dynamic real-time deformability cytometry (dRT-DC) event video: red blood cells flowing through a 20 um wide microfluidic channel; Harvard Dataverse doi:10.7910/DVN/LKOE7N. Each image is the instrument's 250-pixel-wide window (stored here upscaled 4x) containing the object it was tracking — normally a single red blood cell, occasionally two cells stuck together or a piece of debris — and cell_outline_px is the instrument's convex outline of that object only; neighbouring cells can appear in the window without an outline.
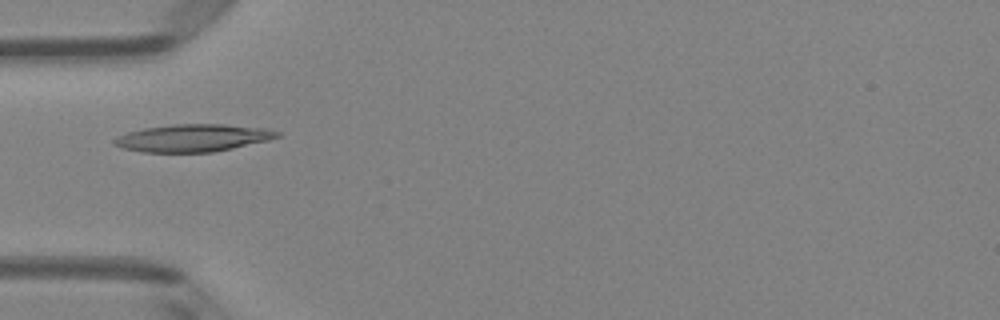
{"species": "Egyptian fruit bat (a non-hibernating species)", "species_latin": "Rousettus aegyptiacus", "temperature_condition": "room temperature", "stored_images_in_passage": 50, "camera_frame_rate_fps": 3000, "um_per_image_px": 0.085, "animal": {"sex": "female"}, "frame": {"image": 1, "passage_image": 16, "time_ms": 5.0, "image_size_px": [1000, 320], "cell_outline_px": [[280, 136], [268, 140], [232, 148], [212, 152], [140, 152], [124, 148], [112, 144], [112, 140], [128, 132], [144, 128], [172, 124], [224, 124], [268, 128], [280, 132]], "centroid_in_image_um": [16.41, 11.72], "position_along_channel_um": 68.6, "area_um2": 26.01}}
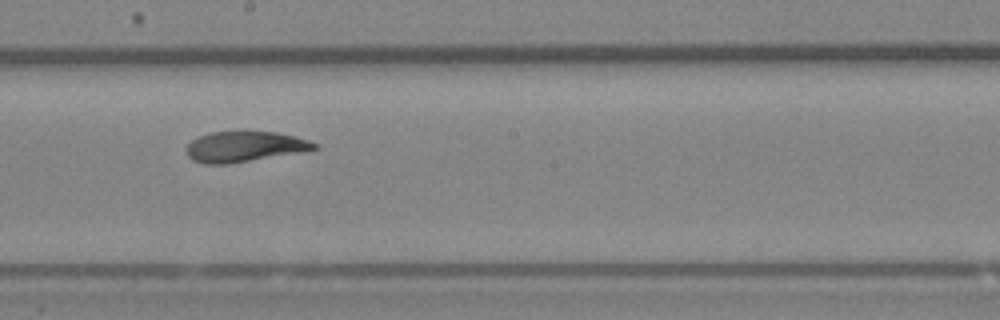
{"frame": {"image": 2, "passage_image": 28, "time_ms": 9.0, "image_size_px": [1000, 320], "cell_outline_px": [[320, 148], [300, 152], [228, 164], [204, 164], [192, 160], [184, 152], [184, 148], [192, 140], [200, 136], [212, 132], [244, 128], [276, 132], [296, 136], [308, 140], [316, 144]], "centroid_in_image_um": [20.75, 12.42], "position_along_channel_um": 227.5, "area_um2": 23.58}}
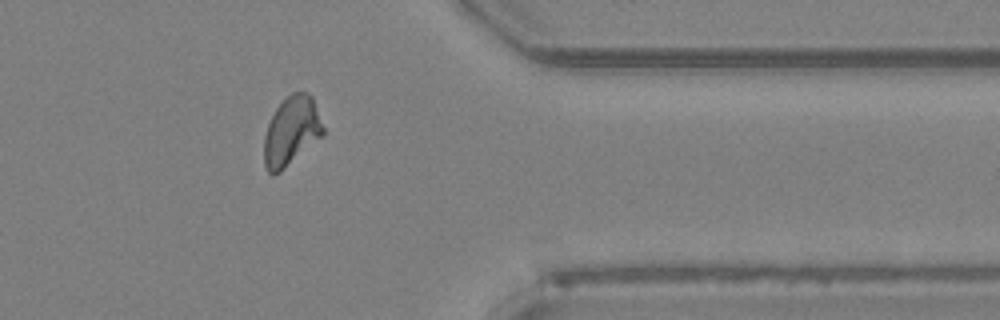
{"frame": {"image": 3, "passage_image": 41, "time_ms": 13.333, "image_size_px": [1000, 320], "cell_outline_px": [[324, 132], [320, 136], [280, 172], [272, 176], [268, 172], [264, 164], [264, 136], [268, 124], [276, 108], [292, 92], [308, 92], [312, 96], [324, 128]], "centroid_in_image_um": [24.74, 11.14], "position_along_channel_um": 386.7, "area_um2": 23.24}, "authors_computed_cell_mechanics": {"area_um2": 23.7847, "velocity_mm_per_s": 3.982, "shape_relaxation_time_tau1_ms": 6.3822, "shape_relaxation_time_tau2_ms": 1.6989, "deformation_change_tau1": 0.1906, "deformation_change_tau2": 0.0574}}